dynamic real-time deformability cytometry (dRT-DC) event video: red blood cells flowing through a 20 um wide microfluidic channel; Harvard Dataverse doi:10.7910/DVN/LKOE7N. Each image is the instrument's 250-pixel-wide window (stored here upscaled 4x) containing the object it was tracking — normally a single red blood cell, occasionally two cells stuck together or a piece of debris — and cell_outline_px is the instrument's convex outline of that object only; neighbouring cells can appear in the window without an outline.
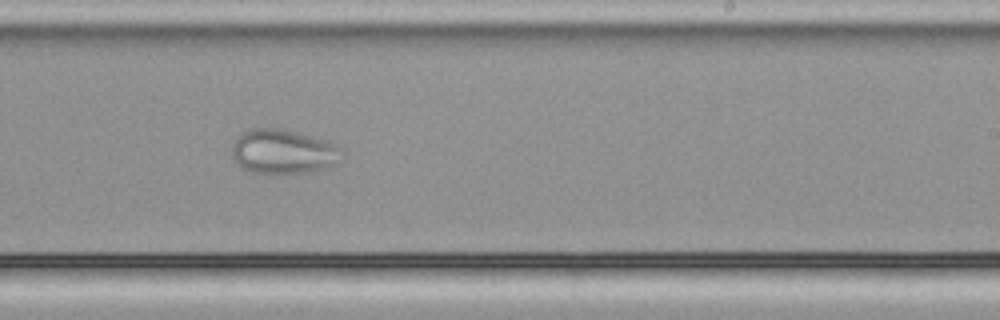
{"species": "common noctule bat (a hibernating species)", "species_latin": "Nyctalus noctula", "temperature_condition": "cold", "stored_images_in_passage": 41, "camera_frame_rate_fps": 3000, "um_per_image_px": 0.085, "animal": {"sex": "male", "body_mass_g": 21.5, "forearm_length_mm": 52.0}, "frame": {"image": 1, "passage_image": 20, "time_ms": 6.333, "image_size_px": [1000, 320], "cell_outline_px": [[344, 160], [324, 168], [308, 172], [252, 172], [240, 168], [232, 156], [232, 144], [240, 132], [252, 128], [276, 128], [308, 136], [332, 144], [340, 148], [344, 152]], "centroid_in_image_um": [24.03, 12.89], "position_along_channel_um": 265.0, "area_um2": 28.03}}
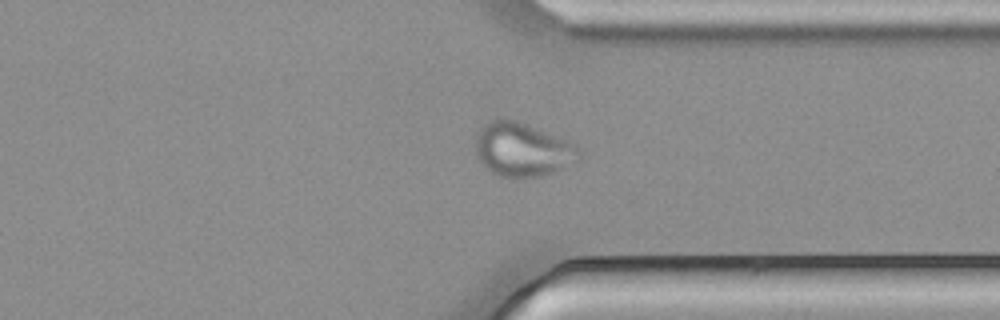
{"frame": {"image": 2, "passage_image": 28, "time_ms": 9.0, "image_size_px": [1000, 320], "cell_outline_px": [[580, 152], [556, 172], [544, 176], [508, 180], [496, 176], [480, 164], [476, 152], [476, 136], [480, 128], [484, 124], [492, 120], [516, 120], [576, 144], [580, 148]], "centroid_in_image_um": [44.32, 12.77], "position_along_channel_um": 367.1, "area_um2": 32.37}}
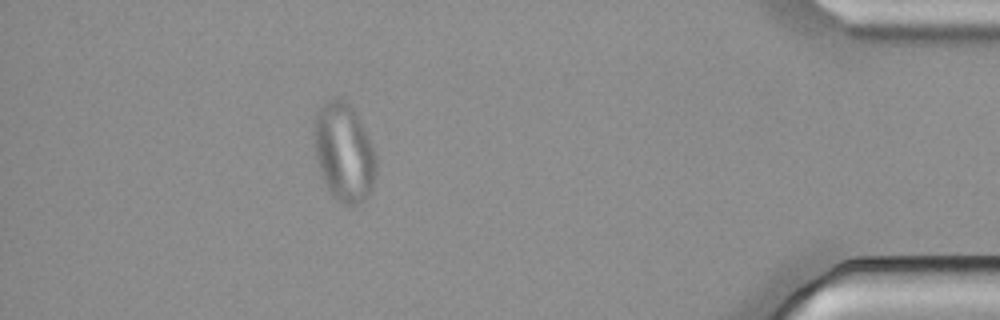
{"frame": {"image": 3, "passage_image": 35, "time_ms": 11.333, "image_size_px": [1000, 320], "cell_outline_px": [[376, 172], [372, 188], [368, 196], [360, 204], [340, 204], [332, 196], [320, 172], [316, 156], [312, 132], [316, 112], [324, 100], [336, 96], [344, 100], [352, 108], [360, 120], [364, 128], [376, 156]], "centroid_in_image_um": [29.21, 12.92], "position_along_channel_um": 406.0, "area_um2": 35.89}}